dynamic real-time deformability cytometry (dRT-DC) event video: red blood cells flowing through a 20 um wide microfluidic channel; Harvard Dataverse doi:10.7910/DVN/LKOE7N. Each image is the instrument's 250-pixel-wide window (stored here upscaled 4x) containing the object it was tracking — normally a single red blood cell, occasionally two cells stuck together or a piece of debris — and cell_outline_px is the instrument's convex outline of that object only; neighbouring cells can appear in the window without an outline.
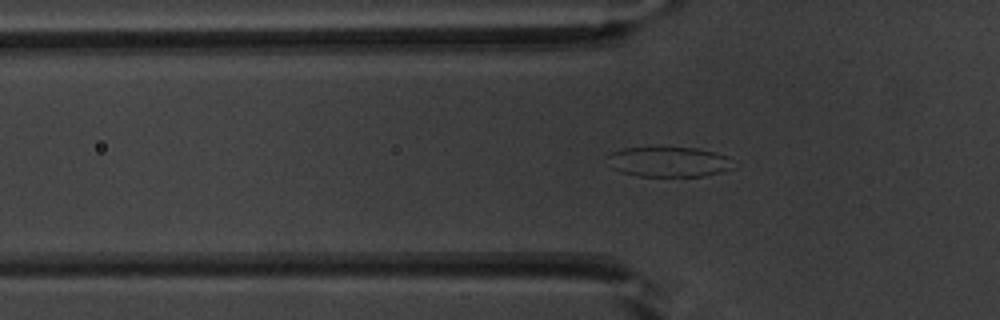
{"species": "common noctule bat (a hibernating species)", "species_latin": "Nyctalus noctula", "temperature_condition": "warm", "stored_images_in_passage": 41, "camera_frame_rate_fps": 3000, "um_per_image_px": 0.085, "animal": {"sex": "male", "body_mass_g": 20.1, "forearm_length_mm": 53.5}, "frame": {"image": 1, "passage_image": 5, "time_ms": 1.333, "image_size_px": [1000, 320], "cell_outline_px": [[736, 168], [724, 172], [704, 176], [636, 176], [612, 168], [608, 156], [612, 152], [624, 148], [652, 144], [696, 148], [728, 156]], "centroid_in_image_um": [56.87, 13.71], "position_along_channel_um": 68.9, "area_um2": 22.95}}
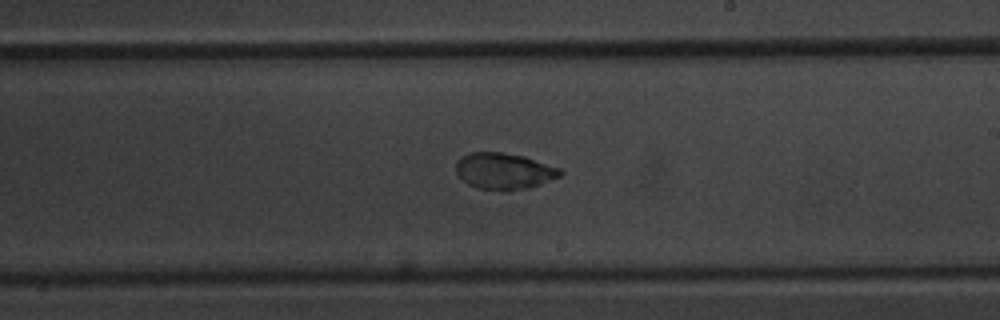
{"frame": {"image": 2, "passage_image": 19, "time_ms": 6.0, "image_size_px": [1000, 320], "cell_outline_px": [[564, 172], [560, 176], [540, 184], [528, 188], [504, 192], [480, 188], [468, 184], [456, 172], [456, 160], [472, 152], [500, 152], [524, 156], [560, 168]], "centroid_in_image_um": [42.86, 14.55], "position_along_channel_um": 246.1, "area_um2": 22.08}}
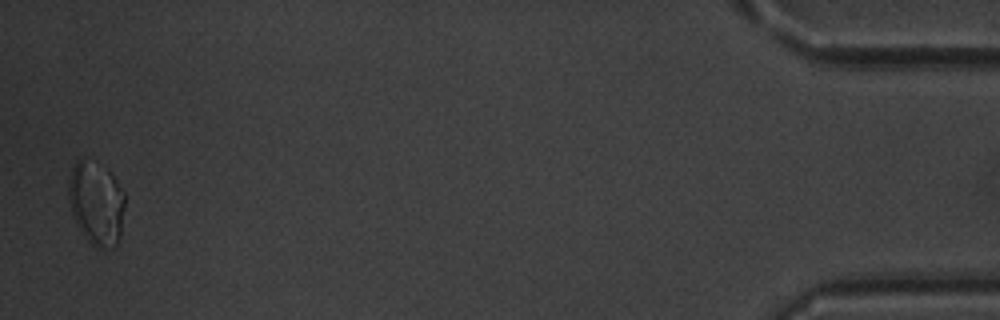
{"frame": {"image": 3, "passage_image": 40, "time_ms": 13.0, "image_size_px": [1000, 320], "cell_outline_px": [[124, 204], [120, 240], [116, 248], [96, 248], [88, 240], [76, 224], [68, 200], [68, 180], [72, 168], [76, 160], [80, 160], [108, 172], [116, 180], [124, 192]], "centroid_in_image_um": [8.19, 17.37], "position_along_channel_um": 427.0, "area_um2": 26.88}, "authors_computed_cell_mechanics": {"area_um2": 22.7154, "velocity_mm_per_s": 3.7921, "shape_relaxation_time_tau1_ms": 4.6674, "shape_relaxation_time_tau2_ms": null, "deformation_change_tau1": 0.1643, "deformation_change_tau2": null}}